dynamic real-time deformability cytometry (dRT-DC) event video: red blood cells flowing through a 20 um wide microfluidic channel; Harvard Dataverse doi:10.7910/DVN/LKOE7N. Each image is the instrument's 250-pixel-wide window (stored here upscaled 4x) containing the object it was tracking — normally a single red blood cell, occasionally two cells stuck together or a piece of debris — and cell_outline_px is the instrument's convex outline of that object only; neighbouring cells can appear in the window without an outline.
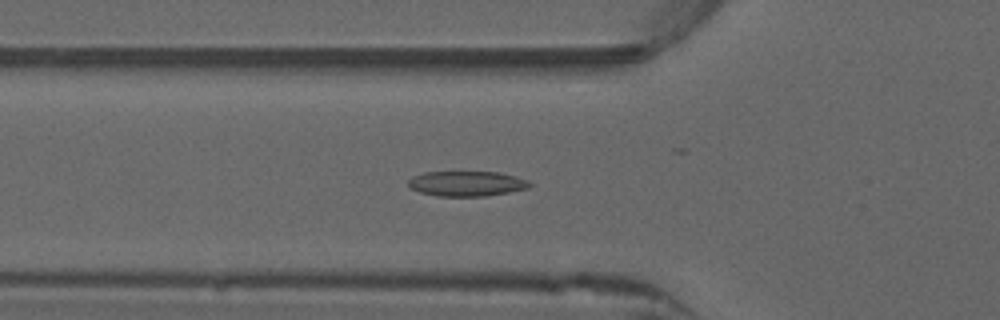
{"species": "common noctule bat (a hibernating species)", "species_latin": "Nyctalus noctula", "temperature_condition": "warm", "stored_images_in_passage": 52, "camera_frame_rate_fps": 3000, "um_per_image_px": 0.085, "animal": {"sex": "male", "forearm_length_mm": 52.5}, "frame": {"image": 1, "passage_image": 18, "time_ms": 5.667, "image_size_px": [1000, 320], "cell_outline_px": [[532, 184], [528, 188], [488, 196], [440, 196], [420, 192], [412, 188], [408, 184], [408, 180], [412, 176], [424, 172], [496, 172], [516, 176], [528, 180]], "centroid_in_image_um": [39.68, 15.6], "position_along_channel_um": 86.1, "area_um2": 17.69}}
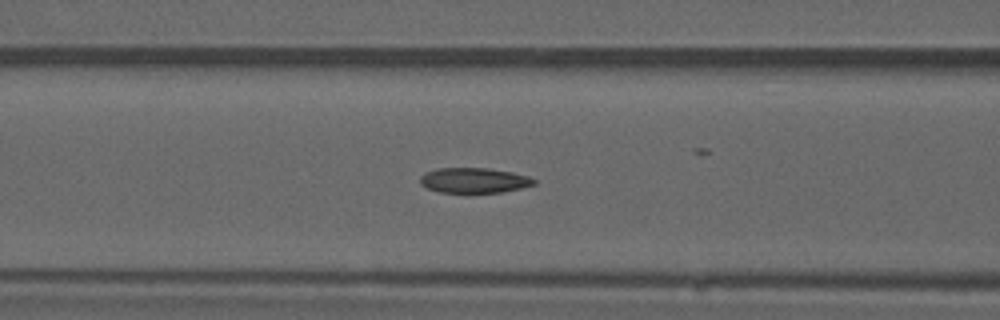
{"frame": {"image": 2, "passage_image": 21, "time_ms": 6.667, "image_size_px": [1000, 320], "cell_outline_px": [[536, 184], [504, 192], [468, 196], [440, 192], [428, 188], [420, 184], [420, 176], [424, 172], [436, 168], [488, 168], [512, 172], [528, 176], [536, 180]], "centroid_in_image_um": [40.27, 15.38], "position_along_channel_um": 126.3, "area_um2": 17.63}}
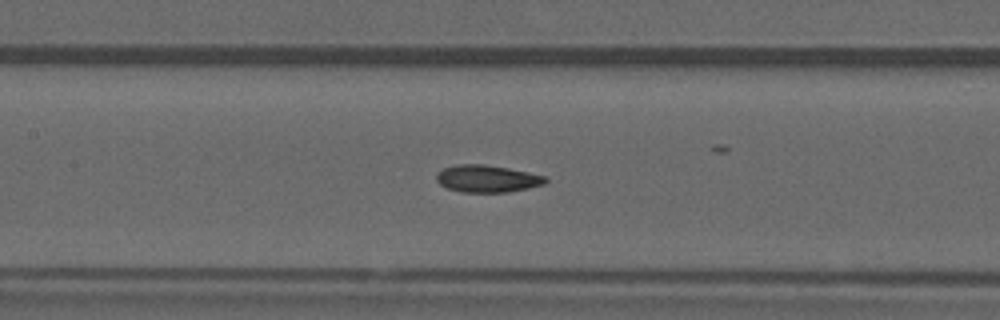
{"frame": {"image": 3, "passage_image": 24, "time_ms": 7.667, "image_size_px": [1000, 320], "cell_outline_px": [[548, 180], [544, 184], [528, 188], [508, 192], [460, 192], [448, 188], [440, 184], [436, 180], [436, 172], [444, 168], [456, 164], [484, 164], [508, 168], [548, 176]], "centroid_in_image_um": [41.41, 15.18], "position_along_channel_um": 166.0, "area_um2": 17.4}, "authors_computed_cell_mechanics": {"area_um2": 17.2822, "velocity_mm_per_s": 3.9563, "shape_relaxation_time_tau1_ms": null, "shape_relaxation_time_tau2_ms": 2.82, "deformation_change_tau1": null, "deformation_change_tau2": 0.0875}}